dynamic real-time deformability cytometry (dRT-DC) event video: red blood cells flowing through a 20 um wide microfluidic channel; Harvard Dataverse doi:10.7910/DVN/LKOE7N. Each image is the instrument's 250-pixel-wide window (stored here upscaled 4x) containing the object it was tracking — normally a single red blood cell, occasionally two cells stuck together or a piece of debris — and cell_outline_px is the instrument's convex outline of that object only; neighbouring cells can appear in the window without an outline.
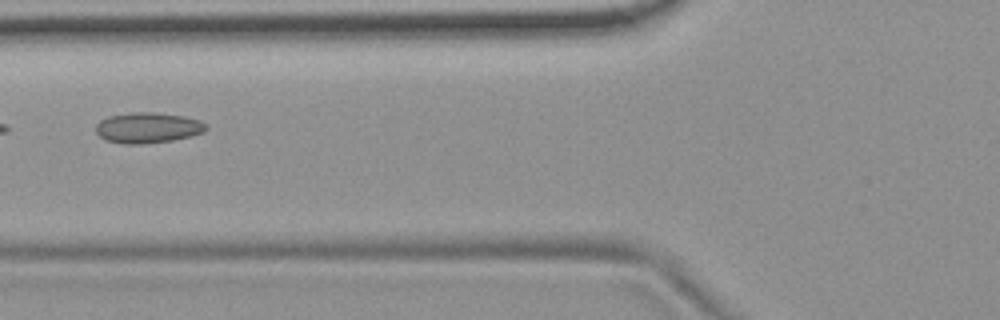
{"species": "common noctule bat (a hibernating species)", "species_latin": "Nyctalus noctula", "temperature_condition": "room temperature", "stored_images_in_passage": 6, "camera_frame_rate_fps": 3000, "um_per_image_px": 0.085, "animal": {"sex": "female", "body_mass_g": 19.9}, "frame": {"image": 1, "passage_image": 6, "time_ms": 5.667, "image_size_px": [1000, 320], "cell_outline_px": [[208, 128], [204, 132], [192, 136], [172, 140], [140, 144], [124, 144], [104, 140], [96, 132], [96, 124], [100, 120], [108, 116], [132, 112], [156, 112], [184, 116], [200, 120], [208, 124]], "centroid_in_image_um": [12.58, 10.85], "position_along_channel_um": 113.2, "area_um2": 19.88}}